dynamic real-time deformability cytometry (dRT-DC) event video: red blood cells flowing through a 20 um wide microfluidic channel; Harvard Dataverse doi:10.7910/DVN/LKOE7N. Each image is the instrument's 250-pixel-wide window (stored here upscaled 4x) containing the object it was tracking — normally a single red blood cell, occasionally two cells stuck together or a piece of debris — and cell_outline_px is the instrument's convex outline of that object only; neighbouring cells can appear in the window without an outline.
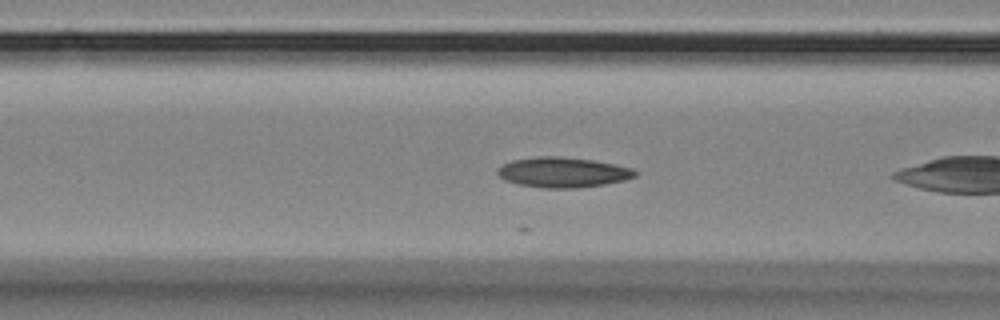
{"species": "Egyptian fruit bat (a non-hibernating species)", "species_latin": "Rousettus aegyptiacus", "temperature_condition": "room temperature", "stored_images_in_passage": 6, "camera_frame_rate_fps": 3000, "um_per_image_px": 0.085, "animal": {"sex": "female"}, "frame": {"image": 1, "passage_image": 5, "time_ms": 1.333, "image_size_px": [1000, 320], "cell_outline_px": [[636, 176], [624, 180], [604, 184], [572, 188], [544, 188], [520, 184], [504, 180], [496, 172], [496, 168], [512, 160], [540, 156], [560, 156], [592, 160], [632, 168], [636, 172]], "centroid_in_image_um": [47.81, 14.64], "position_along_channel_um": 118.8, "area_um2": 23.93}}